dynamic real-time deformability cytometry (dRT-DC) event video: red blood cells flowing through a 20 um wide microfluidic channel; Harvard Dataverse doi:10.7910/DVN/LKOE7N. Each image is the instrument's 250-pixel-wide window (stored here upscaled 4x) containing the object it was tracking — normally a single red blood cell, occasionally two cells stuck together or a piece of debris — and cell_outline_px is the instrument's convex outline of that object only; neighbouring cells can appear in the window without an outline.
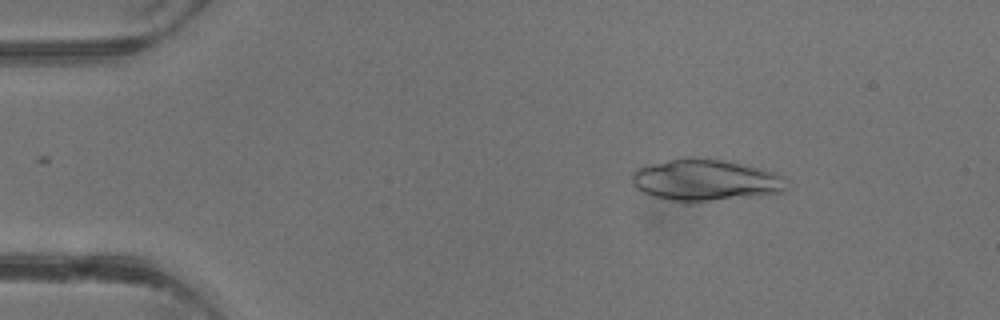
{"species": "common noctule bat (a hibernating species)", "species_latin": "Nyctalus noctula", "temperature_condition": "warm", "stored_images_in_passage": 2, "camera_frame_rate_fps": 3000, "um_per_image_px": 0.085, "animal": {"sex": "male", "body_mass_g": 13.3}, "frame": {"image": 1, "passage_image": 1, "time_ms": 0.0, "image_size_px": [1000, 320], "cell_outline_px": [[792, 184], [784, 192], [752, 196], [684, 204], [652, 196], [636, 188], [632, 184], [632, 172], [640, 168], [652, 164], [684, 156], [696, 156], [720, 160], [760, 168], [776, 172], [784, 176]], "centroid_in_image_um": [60.01, 15.32], "position_along_channel_um": 25.0, "area_um2": 38.15}}